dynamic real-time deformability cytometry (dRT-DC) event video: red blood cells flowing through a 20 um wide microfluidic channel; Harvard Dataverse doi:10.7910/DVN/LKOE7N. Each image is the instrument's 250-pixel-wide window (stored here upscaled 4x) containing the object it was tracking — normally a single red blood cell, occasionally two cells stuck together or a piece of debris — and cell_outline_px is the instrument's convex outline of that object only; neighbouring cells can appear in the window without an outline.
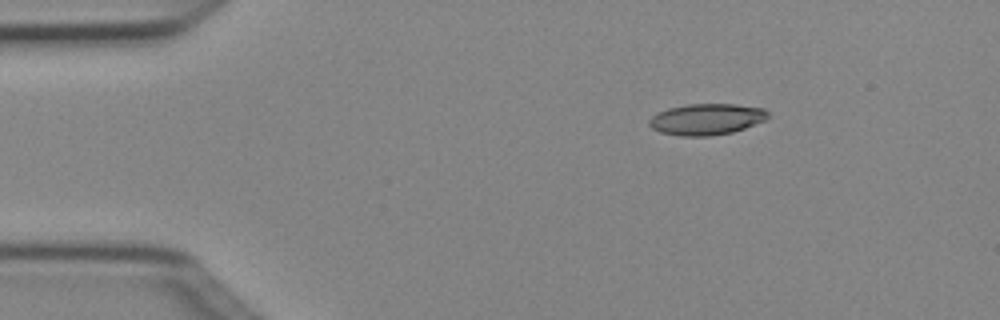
{"species": "Egyptian fruit bat (a non-hibernating species)", "species_latin": "Rousettus aegyptiacus", "temperature_condition": "cold", "stored_images_in_passage": 6, "camera_frame_rate_fps": 3000, "um_per_image_px": 0.085, "animal": {"sex": "female"}, "frame": {"image": 1, "passage_image": 2, "time_ms": 0.333, "image_size_px": [1000, 320], "cell_outline_px": [[768, 120], [732, 132], [708, 136], [680, 136], [660, 132], [652, 128], [648, 124], [648, 120], [656, 112], [668, 108], [684, 104], [736, 104], [764, 108], [768, 112]], "centroid_in_image_um": [60.04, 10.13], "position_along_channel_um": 25.0, "area_um2": 21.85}}
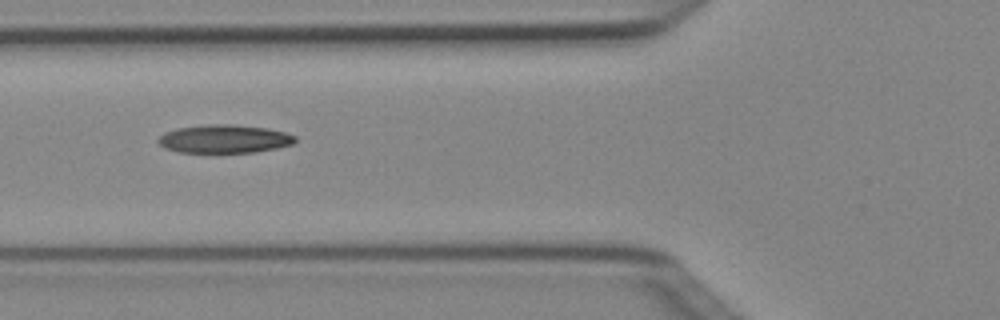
{"frame": {"image": 2, "passage_image": 5, "time_ms": 1.333, "image_size_px": [1000, 320], "cell_outline_px": [[296, 140], [292, 144], [276, 148], [256, 152], [180, 152], [164, 148], [156, 140], [164, 132], [176, 128], [208, 124], [228, 124], [268, 128], [284, 132], [296, 136]], "centroid_in_image_um": [19.05, 11.8], "position_along_channel_um": 106.8, "area_um2": 22.54}}
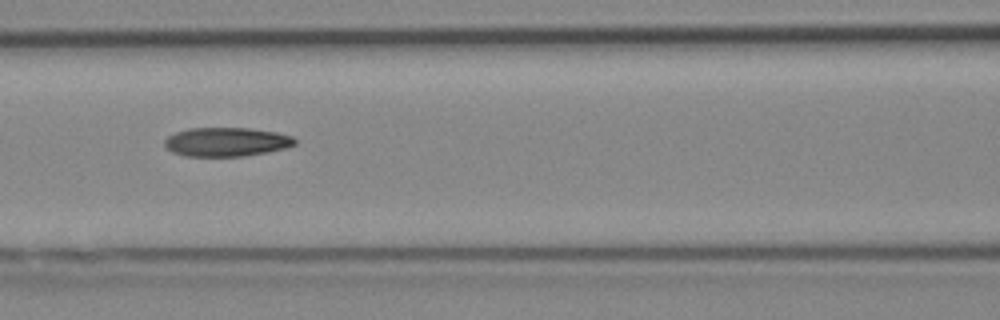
{"frame": {"image": 3, "passage_image": 6, "time_ms": 1.667, "image_size_px": [1000, 320], "cell_outline_px": [[296, 144], [284, 148], [268, 152], [244, 156], [184, 156], [172, 152], [164, 148], [164, 140], [168, 136], [176, 132], [188, 128], [248, 128], [276, 132], [292, 136], [296, 140]], "centroid_in_image_um": [19.21, 12.06], "position_along_channel_um": 147.4, "area_um2": 22.08}}